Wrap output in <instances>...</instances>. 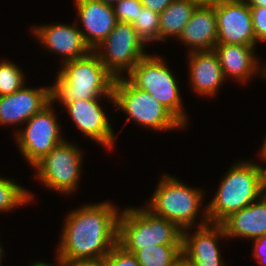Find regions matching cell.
<instances>
[{
	"instance_id": "6da1fadb",
	"label": "cell",
	"mask_w": 266,
	"mask_h": 266,
	"mask_svg": "<svg viewBox=\"0 0 266 266\" xmlns=\"http://www.w3.org/2000/svg\"><path fill=\"white\" fill-rule=\"evenodd\" d=\"M109 201L68 212L56 248L63 262L105 258L118 242L120 208Z\"/></svg>"
},
{
	"instance_id": "7a4b0ae2",
	"label": "cell",
	"mask_w": 266,
	"mask_h": 266,
	"mask_svg": "<svg viewBox=\"0 0 266 266\" xmlns=\"http://www.w3.org/2000/svg\"><path fill=\"white\" fill-rule=\"evenodd\" d=\"M56 81L51 86V101L62 106L68 101L107 98L115 104V77L106 69L98 55L91 51L84 57L60 64Z\"/></svg>"
},
{
	"instance_id": "3957f363",
	"label": "cell",
	"mask_w": 266,
	"mask_h": 266,
	"mask_svg": "<svg viewBox=\"0 0 266 266\" xmlns=\"http://www.w3.org/2000/svg\"><path fill=\"white\" fill-rule=\"evenodd\" d=\"M266 167L253 161L233 162L207 205L210 223L220 224L230 214L249 206L265 193Z\"/></svg>"
},
{
	"instance_id": "277c9868",
	"label": "cell",
	"mask_w": 266,
	"mask_h": 266,
	"mask_svg": "<svg viewBox=\"0 0 266 266\" xmlns=\"http://www.w3.org/2000/svg\"><path fill=\"white\" fill-rule=\"evenodd\" d=\"M183 231L173 222L144 207H128L118 218V243L125 249L152 245H182Z\"/></svg>"
},
{
	"instance_id": "5b68a950",
	"label": "cell",
	"mask_w": 266,
	"mask_h": 266,
	"mask_svg": "<svg viewBox=\"0 0 266 266\" xmlns=\"http://www.w3.org/2000/svg\"><path fill=\"white\" fill-rule=\"evenodd\" d=\"M161 177L145 207L154 215L173 222L182 231L192 228L201 212L205 192L187 186L175 176L162 174Z\"/></svg>"
},
{
	"instance_id": "8992f818",
	"label": "cell",
	"mask_w": 266,
	"mask_h": 266,
	"mask_svg": "<svg viewBox=\"0 0 266 266\" xmlns=\"http://www.w3.org/2000/svg\"><path fill=\"white\" fill-rule=\"evenodd\" d=\"M115 78L113 85L114 107L126 113L131 120L146 129L169 131L185 126L150 93L134 86L127 78Z\"/></svg>"
},
{
	"instance_id": "52a82bcc",
	"label": "cell",
	"mask_w": 266,
	"mask_h": 266,
	"mask_svg": "<svg viewBox=\"0 0 266 266\" xmlns=\"http://www.w3.org/2000/svg\"><path fill=\"white\" fill-rule=\"evenodd\" d=\"M163 59L159 55L147 54L126 78L137 88L150 93L186 127L187 112L183 109L178 80Z\"/></svg>"
},
{
	"instance_id": "ba28073f",
	"label": "cell",
	"mask_w": 266,
	"mask_h": 266,
	"mask_svg": "<svg viewBox=\"0 0 266 266\" xmlns=\"http://www.w3.org/2000/svg\"><path fill=\"white\" fill-rule=\"evenodd\" d=\"M83 156V151L76 143L64 139L33 166L37 172L34 177L51 191L72 194L83 172Z\"/></svg>"
},
{
	"instance_id": "9c48e42d",
	"label": "cell",
	"mask_w": 266,
	"mask_h": 266,
	"mask_svg": "<svg viewBox=\"0 0 266 266\" xmlns=\"http://www.w3.org/2000/svg\"><path fill=\"white\" fill-rule=\"evenodd\" d=\"M146 44L131 23L117 22L105 40L93 51L106 69L115 77H123L147 55ZM122 73V74H121Z\"/></svg>"
},
{
	"instance_id": "30bf717a",
	"label": "cell",
	"mask_w": 266,
	"mask_h": 266,
	"mask_svg": "<svg viewBox=\"0 0 266 266\" xmlns=\"http://www.w3.org/2000/svg\"><path fill=\"white\" fill-rule=\"evenodd\" d=\"M53 108L51 101L25 123V128L19 129L20 131L16 129L14 136L17 147L30 167L66 139L60 135L62 126L57 121Z\"/></svg>"
},
{
	"instance_id": "8fae6325",
	"label": "cell",
	"mask_w": 266,
	"mask_h": 266,
	"mask_svg": "<svg viewBox=\"0 0 266 266\" xmlns=\"http://www.w3.org/2000/svg\"><path fill=\"white\" fill-rule=\"evenodd\" d=\"M216 12L217 43L257 46L247 0H222Z\"/></svg>"
},
{
	"instance_id": "7c38bea8",
	"label": "cell",
	"mask_w": 266,
	"mask_h": 266,
	"mask_svg": "<svg viewBox=\"0 0 266 266\" xmlns=\"http://www.w3.org/2000/svg\"><path fill=\"white\" fill-rule=\"evenodd\" d=\"M100 99L68 101L63 107L84 136L106 149H114L116 136Z\"/></svg>"
},
{
	"instance_id": "4fadbf2b",
	"label": "cell",
	"mask_w": 266,
	"mask_h": 266,
	"mask_svg": "<svg viewBox=\"0 0 266 266\" xmlns=\"http://www.w3.org/2000/svg\"><path fill=\"white\" fill-rule=\"evenodd\" d=\"M204 208L203 220L198 223V229L194 233H190L191 228L183 230L182 252L197 266L225 265L218 242L227 236L221 224L209 222L207 206Z\"/></svg>"
},
{
	"instance_id": "5bb4252c",
	"label": "cell",
	"mask_w": 266,
	"mask_h": 266,
	"mask_svg": "<svg viewBox=\"0 0 266 266\" xmlns=\"http://www.w3.org/2000/svg\"><path fill=\"white\" fill-rule=\"evenodd\" d=\"M31 33L49 52L60 55L62 63L84 57L92 51L76 23L42 24L32 27Z\"/></svg>"
},
{
	"instance_id": "9a60e30c",
	"label": "cell",
	"mask_w": 266,
	"mask_h": 266,
	"mask_svg": "<svg viewBox=\"0 0 266 266\" xmlns=\"http://www.w3.org/2000/svg\"><path fill=\"white\" fill-rule=\"evenodd\" d=\"M50 102L51 86L31 88L24 84L10 95L0 96V125H23Z\"/></svg>"
},
{
	"instance_id": "2e32d148",
	"label": "cell",
	"mask_w": 266,
	"mask_h": 266,
	"mask_svg": "<svg viewBox=\"0 0 266 266\" xmlns=\"http://www.w3.org/2000/svg\"><path fill=\"white\" fill-rule=\"evenodd\" d=\"M77 19L84 28L79 27L83 38L93 51L99 46L117 24L116 15L112 5L100 0H75Z\"/></svg>"
},
{
	"instance_id": "e0dca14e",
	"label": "cell",
	"mask_w": 266,
	"mask_h": 266,
	"mask_svg": "<svg viewBox=\"0 0 266 266\" xmlns=\"http://www.w3.org/2000/svg\"><path fill=\"white\" fill-rule=\"evenodd\" d=\"M191 89L200 96H214L225 77L214 50L194 51L188 55Z\"/></svg>"
},
{
	"instance_id": "ac0fdd59",
	"label": "cell",
	"mask_w": 266,
	"mask_h": 266,
	"mask_svg": "<svg viewBox=\"0 0 266 266\" xmlns=\"http://www.w3.org/2000/svg\"><path fill=\"white\" fill-rule=\"evenodd\" d=\"M225 79L233 78L239 83L249 82L252 76H261V63L255 56L256 47L241 44L217 43L214 47Z\"/></svg>"
},
{
	"instance_id": "d6986e66",
	"label": "cell",
	"mask_w": 266,
	"mask_h": 266,
	"mask_svg": "<svg viewBox=\"0 0 266 266\" xmlns=\"http://www.w3.org/2000/svg\"><path fill=\"white\" fill-rule=\"evenodd\" d=\"M227 239H256L266 234V193L249 206L230 214L220 223Z\"/></svg>"
},
{
	"instance_id": "ffe728a7",
	"label": "cell",
	"mask_w": 266,
	"mask_h": 266,
	"mask_svg": "<svg viewBox=\"0 0 266 266\" xmlns=\"http://www.w3.org/2000/svg\"><path fill=\"white\" fill-rule=\"evenodd\" d=\"M179 42L187 45L188 53L213 50L217 44V23L214 6H198L184 26Z\"/></svg>"
},
{
	"instance_id": "44dd1931",
	"label": "cell",
	"mask_w": 266,
	"mask_h": 266,
	"mask_svg": "<svg viewBox=\"0 0 266 266\" xmlns=\"http://www.w3.org/2000/svg\"><path fill=\"white\" fill-rule=\"evenodd\" d=\"M199 5L189 0H174L160 13V41L178 39L184 26L189 22Z\"/></svg>"
},
{
	"instance_id": "7402d4cb",
	"label": "cell",
	"mask_w": 266,
	"mask_h": 266,
	"mask_svg": "<svg viewBox=\"0 0 266 266\" xmlns=\"http://www.w3.org/2000/svg\"><path fill=\"white\" fill-rule=\"evenodd\" d=\"M132 252L140 266H173L182 252V245H152L142 249H126Z\"/></svg>"
},
{
	"instance_id": "603a6c76",
	"label": "cell",
	"mask_w": 266,
	"mask_h": 266,
	"mask_svg": "<svg viewBox=\"0 0 266 266\" xmlns=\"http://www.w3.org/2000/svg\"><path fill=\"white\" fill-rule=\"evenodd\" d=\"M33 194L29 190L15 183L14 179L0 176V212H9L12 209L27 205L32 201Z\"/></svg>"
},
{
	"instance_id": "cb8c5ba5",
	"label": "cell",
	"mask_w": 266,
	"mask_h": 266,
	"mask_svg": "<svg viewBox=\"0 0 266 266\" xmlns=\"http://www.w3.org/2000/svg\"><path fill=\"white\" fill-rule=\"evenodd\" d=\"M159 18V13L142 7V9H139L137 19L131 23L133 28L137 31L138 36L145 44L160 41Z\"/></svg>"
},
{
	"instance_id": "d4e9b609",
	"label": "cell",
	"mask_w": 266,
	"mask_h": 266,
	"mask_svg": "<svg viewBox=\"0 0 266 266\" xmlns=\"http://www.w3.org/2000/svg\"><path fill=\"white\" fill-rule=\"evenodd\" d=\"M19 65L9 60L0 62V96L10 95L20 89L25 82L26 75Z\"/></svg>"
},
{
	"instance_id": "484cf974",
	"label": "cell",
	"mask_w": 266,
	"mask_h": 266,
	"mask_svg": "<svg viewBox=\"0 0 266 266\" xmlns=\"http://www.w3.org/2000/svg\"><path fill=\"white\" fill-rule=\"evenodd\" d=\"M142 7L141 0H121L113 5L117 21L127 23H132L137 19L139 9Z\"/></svg>"
},
{
	"instance_id": "4316f807",
	"label": "cell",
	"mask_w": 266,
	"mask_h": 266,
	"mask_svg": "<svg viewBox=\"0 0 266 266\" xmlns=\"http://www.w3.org/2000/svg\"><path fill=\"white\" fill-rule=\"evenodd\" d=\"M105 261L107 266H140L136 256L132 252L127 251L118 242L105 257Z\"/></svg>"
},
{
	"instance_id": "83f0119b",
	"label": "cell",
	"mask_w": 266,
	"mask_h": 266,
	"mask_svg": "<svg viewBox=\"0 0 266 266\" xmlns=\"http://www.w3.org/2000/svg\"><path fill=\"white\" fill-rule=\"evenodd\" d=\"M257 43L266 42V7L250 6Z\"/></svg>"
},
{
	"instance_id": "f1b7e54d",
	"label": "cell",
	"mask_w": 266,
	"mask_h": 266,
	"mask_svg": "<svg viewBox=\"0 0 266 266\" xmlns=\"http://www.w3.org/2000/svg\"><path fill=\"white\" fill-rule=\"evenodd\" d=\"M253 256L261 266H266V234L253 239Z\"/></svg>"
},
{
	"instance_id": "f546056e",
	"label": "cell",
	"mask_w": 266,
	"mask_h": 266,
	"mask_svg": "<svg viewBox=\"0 0 266 266\" xmlns=\"http://www.w3.org/2000/svg\"><path fill=\"white\" fill-rule=\"evenodd\" d=\"M174 0H141L143 7L154 12H163Z\"/></svg>"
},
{
	"instance_id": "4dcf8cb0",
	"label": "cell",
	"mask_w": 266,
	"mask_h": 266,
	"mask_svg": "<svg viewBox=\"0 0 266 266\" xmlns=\"http://www.w3.org/2000/svg\"><path fill=\"white\" fill-rule=\"evenodd\" d=\"M63 266H107L105 258L63 262Z\"/></svg>"
},
{
	"instance_id": "1f68e13d",
	"label": "cell",
	"mask_w": 266,
	"mask_h": 266,
	"mask_svg": "<svg viewBox=\"0 0 266 266\" xmlns=\"http://www.w3.org/2000/svg\"><path fill=\"white\" fill-rule=\"evenodd\" d=\"M173 266H197L192 259L181 252L175 259Z\"/></svg>"
},
{
	"instance_id": "d6a6232c",
	"label": "cell",
	"mask_w": 266,
	"mask_h": 266,
	"mask_svg": "<svg viewBox=\"0 0 266 266\" xmlns=\"http://www.w3.org/2000/svg\"><path fill=\"white\" fill-rule=\"evenodd\" d=\"M193 1L199 6H213L216 5L217 3H220L222 0H189Z\"/></svg>"
},
{
	"instance_id": "836d02e7",
	"label": "cell",
	"mask_w": 266,
	"mask_h": 266,
	"mask_svg": "<svg viewBox=\"0 0 266 266\" xmlns=\"http://www.w3.org/2000/svg\"><path fill=\"white\" fill-rule=\"evenodd\" d=\"M57 259V263L54 265L50 264V263H46V262H42V261H34V263H32L30 266H63V261L61 259H59L58 257H56Z\"/></svg>"
},
{
	"instance_id": "e575fe53",
	"label": "cell",
	"mask_w": 266,
	"mask_h": 266,
	"mask_svg": "<svg viewBox=\"0 0 266 266\" xmlns=\"http://www.w3.org/2000/svg\"><path fill=\"white\" fill-rule=\"evenodd\" d=\"M250 6L266 7V0H247Z\"/></svg>"
},
{
	"instance_id": "d590c367",
	"label": "cell",
	"mask_w": 266,
	"mask_h": 266,
	"mask_svg": "<svg viewBox=\"0 0 266 266\" xmlns=\"http://www.w3.org/2000/svg\"><path fill=\"white\" fill-rule=\"evenodd\" d=\"M261 158H262V161H266V138L264 139V142H263V145L261 147V150L259 152Z\"/></svg>"
},
{
	"instance_id": "8d00e7d4",
	"label": "cell",
	"mask_w": 266,
	"mask_h": 266,
	"mask_svg": "<svg viewBox=\"0 0 266 266\" xmlns=\"http://www.w3.org/2000/svg\"><path fill=\"white\" fill-rule=\"evenodd\" d=\"M265 63H261V76L262 79H266V61H264Z\"/></svg>"
},
{
	"instance_id": "74e56055",
	"label": "cell",
	"mask_w": 266,
	"mask_h": 266,
	"mask_svg": "<svg viewBox=\"0 0 266 266\" xmlns=\"http://www.w3.org/2000/svg\"><path fill=\"white\" fill-rule=\"evenodd\" d=\"M102 2H104L105 4H108V5H114L116 4L117 2H120L121 0H100Z\"/></svg>"
},
{
	"instance_id": "f35d334b",
	"label": "cell",
	"mask_w": 266,
	"mask_h": 266,
	"mask_svg": "<svg viewBox=\"0 0 266 266\" xmlns=\"http://www.w3.org/2000/svg\"><path fill=\"white\" fill-rule=\"evenodd\" d=\"M1 243H0V266L2 265V262H3V260H2V257L4 256V249H3V247H1Z\"/></svg>"
}]
</instances>
